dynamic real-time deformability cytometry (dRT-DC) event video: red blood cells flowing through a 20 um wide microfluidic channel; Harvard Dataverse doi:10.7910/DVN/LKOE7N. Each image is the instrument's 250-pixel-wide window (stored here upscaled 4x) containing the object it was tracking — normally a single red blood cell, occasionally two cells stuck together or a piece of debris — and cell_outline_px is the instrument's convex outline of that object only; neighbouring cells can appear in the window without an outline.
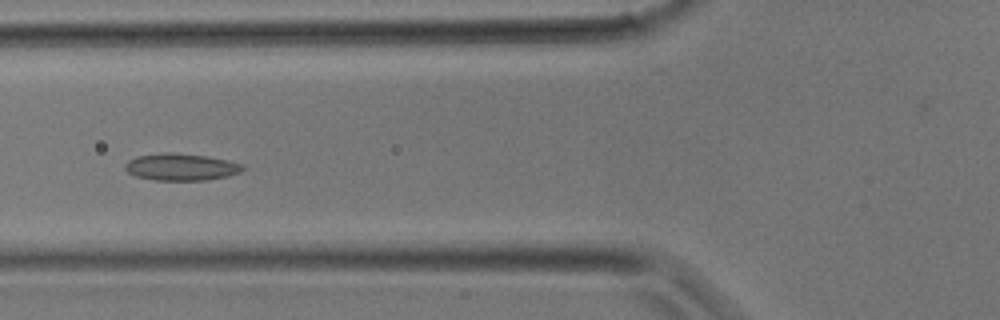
{"species": "common noctule bat (a hibernating species)", "species_latin": "Nyctalus noctula", "temperature_condition": "room temperature", "stored_images_in_passage": 33, "camera_frame_rate_fps": 3000, "um_per_image_px": 0.085, "animal": {"sex": "male", "body_mass_g": 17.9}, "frame": {"image": 1, "passage_image": 12, "time_ms": 3.667, "image_size_px": [1000, 320], "cell_outline_px": [[244, 168], [240, 172], [228, 176], [208, 180], [156, 180], [136, 176], [128, 172], [124, 168], [124, 164], [128, 160], [136, 156], [160, 152], [172, 152], [208, 156], [228, 160], [244, 164]], "centroid_in_image_um": [15.39, 14.18], "position_along_channel_um": 110.4, "area_um2": 18.73}}
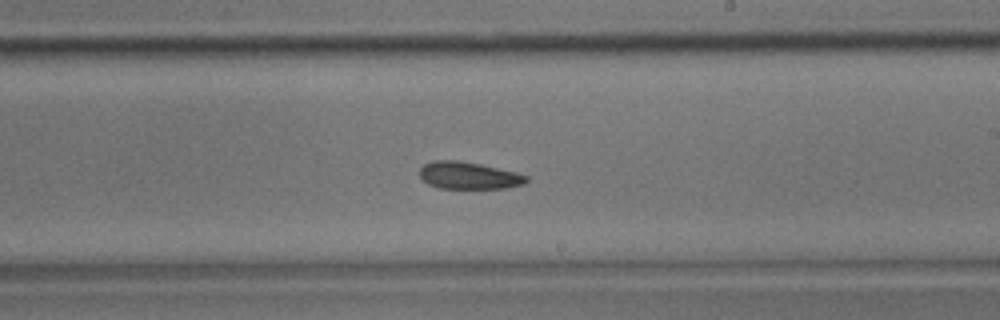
{"frame": {"image": 2, "passage_image": 19, "time_ms": 6.0, "image_size_px": [1000, 320], "cell_outline_px": [[528, 180], [524, 184], [504, 188], [440, 188], [428, 184], [420, 176], [420, 168], [424, 164], [432, 160], [456, 160], [480, 164], [516, 172], [528, 176]], "centroid_in_image_um": [39.83, 14.91], "position_along_channel_um": 249.2, "area_um2": 16.82}}
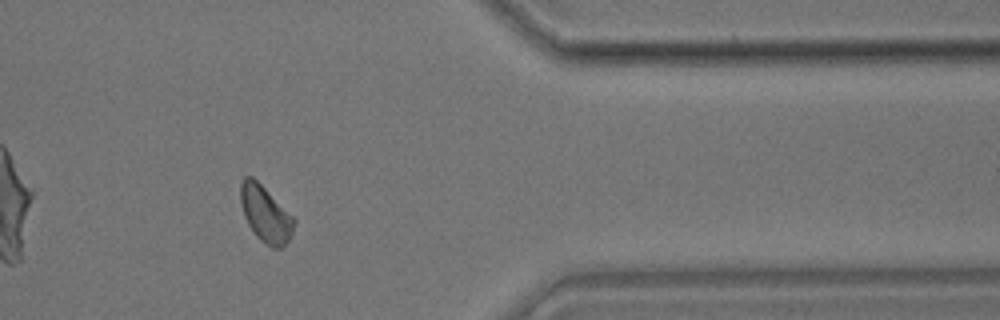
{"frame": {"image": 3, "passage_image": 27, "time_ms": 8.667, "image_size_px": [1000, 320], "cell_outline_px": [[296, 224], [288, 240], [280, 248], [272, 248], [260, 240], [256, 236], [248, 224], [244, 216], [240, 204], [240, 184], [244, 176], [252, 176], [296, 220]], "centroid_in_image_um": [22.54, 18.2], "position_along_channel_um": 388.9, "area_um2": 17.28}}